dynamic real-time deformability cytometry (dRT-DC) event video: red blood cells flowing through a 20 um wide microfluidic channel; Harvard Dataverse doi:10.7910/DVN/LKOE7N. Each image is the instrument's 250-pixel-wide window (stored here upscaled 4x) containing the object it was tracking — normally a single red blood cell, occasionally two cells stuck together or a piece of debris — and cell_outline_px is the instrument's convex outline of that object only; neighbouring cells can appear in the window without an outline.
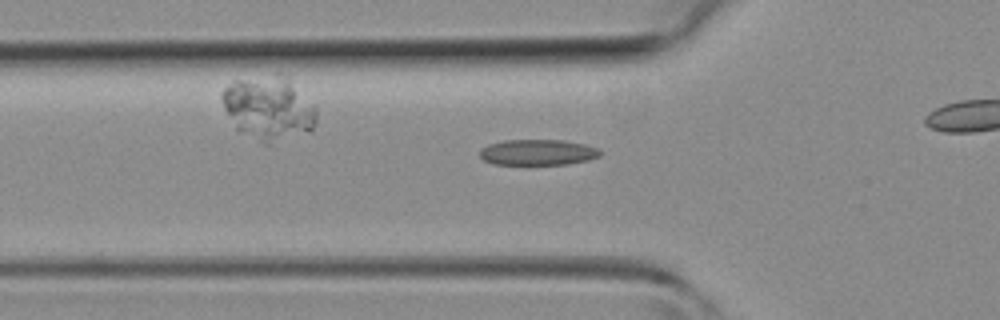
{"species": "common noctule bat (a hibernating species)", "species_latin": "Nyctalus noctula", "temperature_condition": "room temperature", "stored_images_in_passage": 25, "camera_frame_rate_fps": 3000, "um_per_image_px": 0.085, "animal": {"sex": "female", "body_mass_g": 19.3, "forearm_length_mm": 54.1}, "frame": {"image": 1, "passage_image": 15, "time_ms": 4.667, "image_size_px": [1000, 320], "cell_outline_px": [[600, 156], [588, 160], [568, 164], [492, 164], [484, 160], [480, 156], [480, 148], [488, 144], [504, 140], [564, 140], [584, 144], [596, 148], [600, 152]], "centroid_in_image_um": [45.68, 12.94], "position_along_channel_um": 80.1, "area_um2": 18.03}}
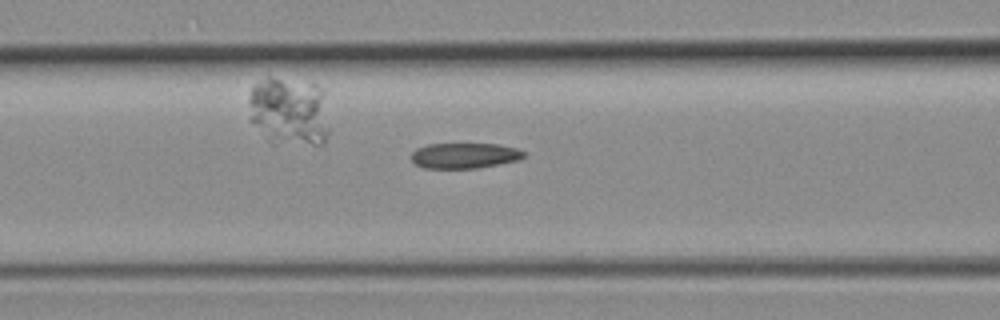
{"frame": {"image": 2, "passage_image": 18, "time_ms": 5.667, "image_size_px": [1000, 320], "cell_outline_px": [[524, 156], [520, 160], [500, 164], [476, 168], [424, 168], [416, 164], [412, 160], [412, 152], [416, 148], [428, 144], [496, 144], [516, 148], [524, 152]], "centroid_in_image_um": [39.48, 13.23], "position_along_channel_um": 127.1, "area_um2": 16.65}}